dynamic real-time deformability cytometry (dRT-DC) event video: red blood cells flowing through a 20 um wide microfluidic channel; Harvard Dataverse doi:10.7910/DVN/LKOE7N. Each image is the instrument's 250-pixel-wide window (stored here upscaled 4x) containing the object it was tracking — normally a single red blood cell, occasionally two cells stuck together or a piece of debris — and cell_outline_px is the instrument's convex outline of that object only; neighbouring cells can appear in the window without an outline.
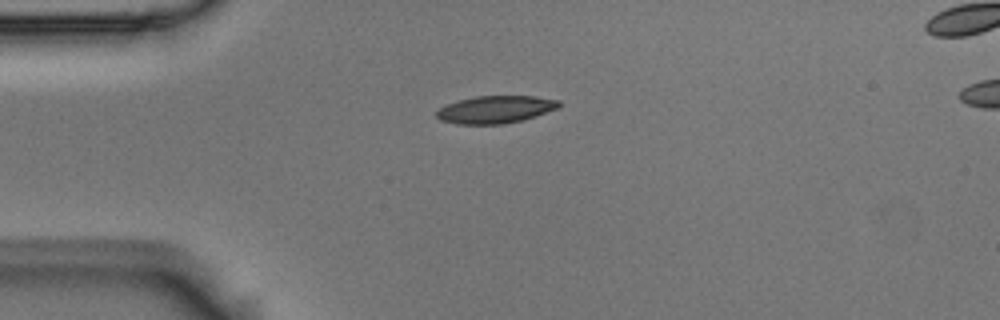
{"species": "Egyptian fruit bat (a non-hibernating species)", "species_latin": "Rousettus aegyptiacus", "temperature_condition": "room temperature", "stored_images_in_passage": 37, "camera_frame_rate_fps": 3000, "um_per_image_px": 0.085, "animal": {"sex": "male"}, "frame": {"image": 1, "passage_image": 1, "time_ms": 0.0, "image_size_px": [1000, 320], "cell_outline_px": [[560, 108], [524, 120], [504, 124], [456, 124], [440, 120], [436, 116], [436, 112], [440, 108], [448, 104], [460, 100], [476, 96], [536, 96], [560, 100]], "centroid_in_image_um": [42.16, 9.31], "position_along_channel_um": 42.8, "area_um2": 19.71}}
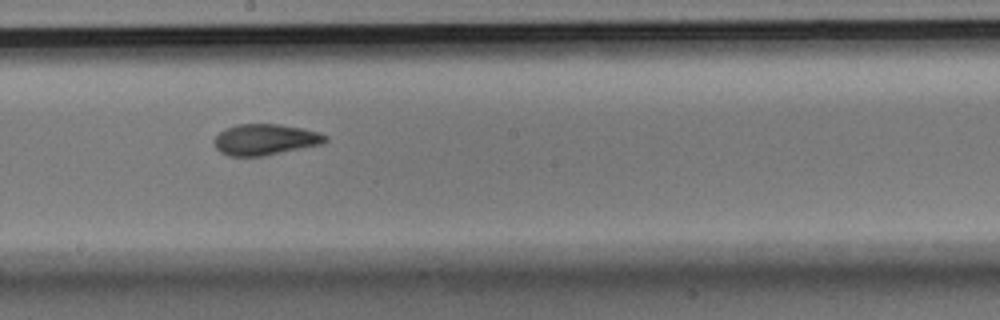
{"frame": {"image": 2, "passage_image": 18, "time_ms": 5.667, "image_size_px": [1000, 320], "cell_outline_px": [[328, 140], [320, 144], [264, 156], [228, 156], [220, 152], [216, 148], [216, 136], [220, 132], [236, 124], [280, 124], [304, 128], [328, 136]], "centroid_in_image_um": [22.55, 11.86], "position_along_channel_um": 225.6, "area_um2": 19.88}}
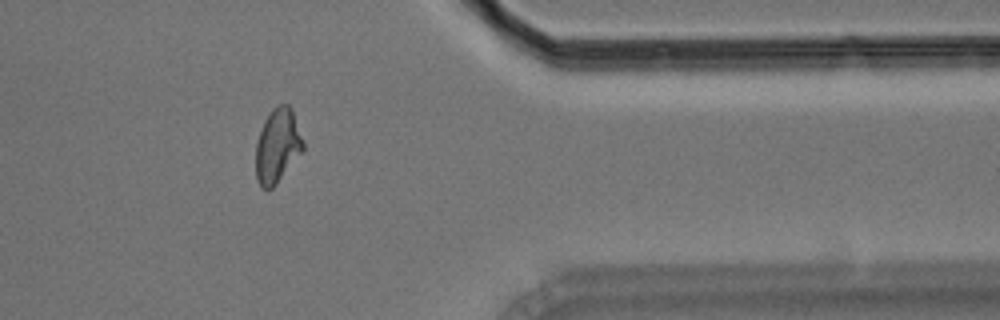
{"frame": {"image": 3, "passage_image": 33, "time_ms": 10.667, "image_size_px": [1000, 320], "cell_outline_px": [[304, 148], [276, 184], [272, 188], [260, 188], [256, 180], [256, 144], [264, 120], [272, 108], [280, 104], [288, 104], [292, 108], [304, 144]], "centroid_in_image_um": [23.57, 12.38], "position_along_channel_um": 387.8, "area_um2": 20.23}, "authors_computed_cell_mechanics": {"area_um2": 20.0566, "velocity_mm_per_s": 3.5852, "shape_relaxation_time_tau1_ms": 6.0688, "shape_relaxation_time_tau2_ms": 2.3366, "deformation_change_tau1": 0.1687, "deformation_change_tau2": 0.0839}}